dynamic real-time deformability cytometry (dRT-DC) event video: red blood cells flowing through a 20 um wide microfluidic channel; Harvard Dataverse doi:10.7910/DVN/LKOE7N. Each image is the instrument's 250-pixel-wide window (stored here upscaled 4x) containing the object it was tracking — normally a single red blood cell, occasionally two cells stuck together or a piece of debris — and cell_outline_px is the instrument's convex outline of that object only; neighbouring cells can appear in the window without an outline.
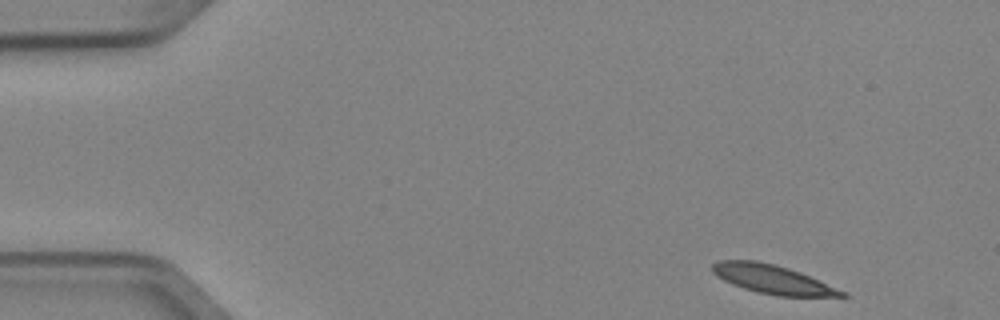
{"species": "Egyptian fruit bat (a non-hibernating species)", "species_latin": "Rousettus aegyptiacus", "temperature_condition": "cold", "stored_images_in_passage": 5, "camera_frame_rate_fps": 3000, "um_per_image_px": 0.085, "animal": {"sex": "female"}, "frame": {"image": 1, "passage_image": 1, "time_ms": 0.0, "image_size_px": [1000, 320], "cell_outline_px": [[848, 296], [776, 296], [744, 288], [732, 284], [716, 276], [712, 272], [712, 264], [720, 260], [756, 260], [788, 268], [800, 272], [848, 292]], "centroid_in_image_um": [65.67, 23.74], "position_along_channel_um": 19.3, "area_um2": 21.56}}
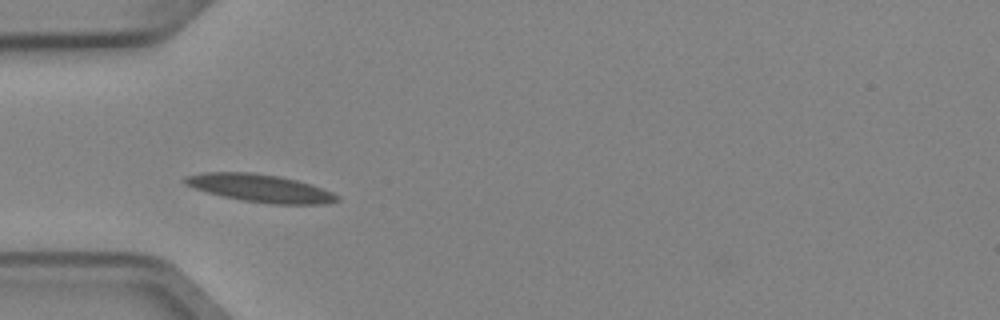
{"frame": {"image": 2, "passage_image": 4, "time_ms": 1.0, "image_size_px": [1000, 320], "cell_outline_px": [[340, 200], [324, 204], [268, 204], [240, 200], [208, 192], [184, 184], [180, 180], [184, 176], [204, 172], [252, 172], [276, 176], [296, 180], [312, 184], [332, 192], [340, 196]], "centroid_in_image_um": [22.11, 15.99], "position_along_channel_um": 62.9, "area_um2": 24.68}}
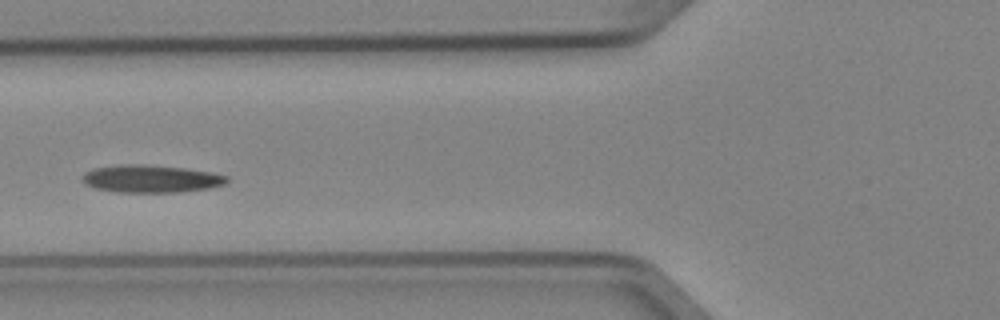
{"frame": {"image": 3, "passage_image": 5, "time_ms": 1.333, "image_size_px": [1000, 320], "cell_outline_px": [[228, 180], [224, 184], [208, 188], [180, 192], [116, 192], [96, 188], [84, 184], [80, 180], [84, 172], [96, 168], [128, 164], [136, 164], [184, 168], [208, 172], [228, 176]], "centroid_in_image_um": [12.79, 15.2], "position_along_channel_um": 113.0, "area_um2": 22.95}}